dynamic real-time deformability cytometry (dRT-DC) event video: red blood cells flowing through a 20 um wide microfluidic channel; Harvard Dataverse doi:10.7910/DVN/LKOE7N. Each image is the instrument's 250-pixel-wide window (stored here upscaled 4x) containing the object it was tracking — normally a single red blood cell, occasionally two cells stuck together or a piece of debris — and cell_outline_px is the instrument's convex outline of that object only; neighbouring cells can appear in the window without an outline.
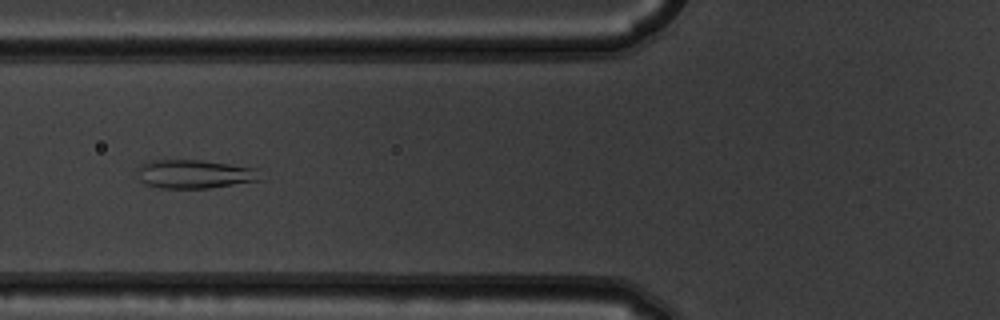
{"species": "common noctule bat (a hibernating species)", "species_latin": "Nyctalus noctula", "temperature_condition": "warm", "stored_images_in_passage": 9, "camera_frame_rate_fps": 3000, "um_per_image_px": 0.085, "animal": {"sex": "male", "body_mass_g": 19.5, "forearm_length_mm": 54.6}, "frame": {"image": 1, "passage_image": 6, "time_ms": 1.667, "image_size_px": [1000, 320], "cell_outline_px": [[260, 180], [208, 188], [160, 188], [144, 184], [140, 180], [136, 172], [136, 168], [140, 164], [152, 160], [200, 160], [256, 168]], "centroid_in_image_um": [16.44, 14.79], "position_along_channel_um": 109.4, "area_um2": 20.46}}